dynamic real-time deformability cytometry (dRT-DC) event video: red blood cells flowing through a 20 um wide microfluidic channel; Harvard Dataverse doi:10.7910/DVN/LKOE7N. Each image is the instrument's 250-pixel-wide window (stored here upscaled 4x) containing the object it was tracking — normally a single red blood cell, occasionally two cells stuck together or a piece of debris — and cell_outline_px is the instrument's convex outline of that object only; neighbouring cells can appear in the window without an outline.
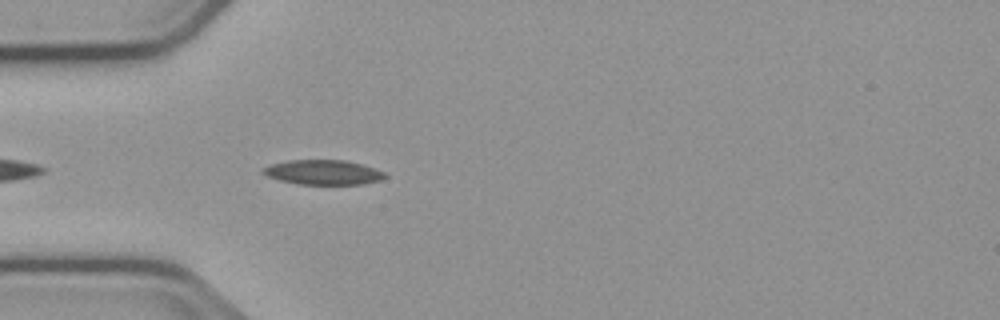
{"species": "common noctule bat (a hibernating species)", "species_latin": "Nyctalus noctula", "temperature_condition": "cold", "stored_images_in_passage": 38, "camera_frame_rate_fps": 3000, "um_per_image_px": 0.085, "animal": {"sex": "male", "body_mass_g": 23.1, "forearm_length_mm": 52.7}, "frame": {"image": 1, "passage_image": 4, "time_ms": 1.0, "image_size_px": [1000, 320], "cell_outline_px": [[388, 176], [380, 180], [360, 184], [300, 184], [280, 180], [268, 176], [260, 172], [264, 168], [272, 164], [288, 160], [344, 160], [360, 164], [384, 172]], "centroid_in_image_um": [27.46, 14.64], "position_along_channel_um": 57.5, "area_um2": 17.28}}
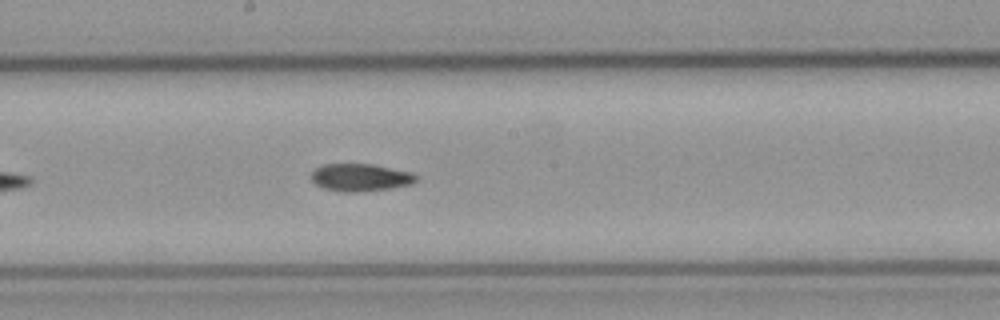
{"frame": {"image": 2, "passage_image": 17, "time_ms": 5.333, "image_size_px": [1000, 320], "cell_outline_px": [[416, 180], [412, 184], [388, 188], [356, 192], [340, 192], [324, 188], [316, 184], [312, 180], [312, 172], [316, 168], [324, 164], [372, 164], [412, 172], [416, 176]], "centroid_in_image_um": [30.62, 15.08], "position_along_channel_um": 217.6, "area_um2": 16.65}}
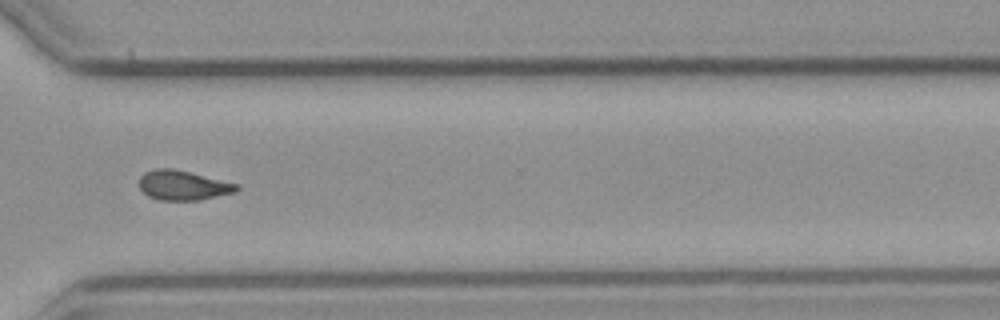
{"frame": {"image": 3, "passage_image": 28, "time_ms": 9.0, "image_size_px": [1000, 320], "cell_outline_px": [[240, 188], [236, 192], [200, 200], [160, 200], [148, 196], [140, 188], [140, 176], [144, 172], [156, 168], [172, 168], [240, 184]], "centroid_in_image_um": [15.58, 15.75], "position_along_channel_um": 355.0, "area_um2": 16.88}}